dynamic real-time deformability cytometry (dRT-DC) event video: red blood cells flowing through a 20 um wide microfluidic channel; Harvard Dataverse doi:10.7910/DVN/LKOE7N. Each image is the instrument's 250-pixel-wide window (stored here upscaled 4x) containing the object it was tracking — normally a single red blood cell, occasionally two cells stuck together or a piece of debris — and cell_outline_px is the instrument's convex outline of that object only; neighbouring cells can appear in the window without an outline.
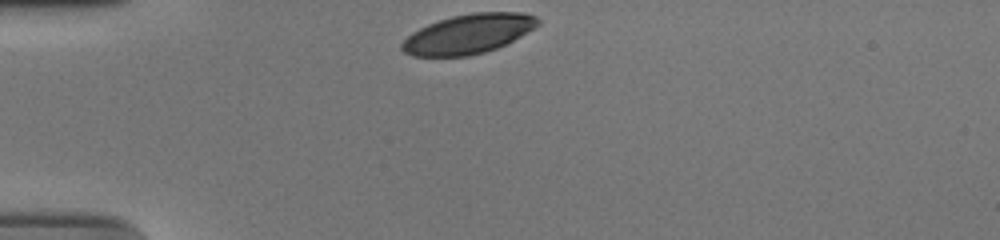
{"species": "human", "species_latin": "Homo sapiens", "temperature_condition": "cold", "stored_images_in_passage": 31, "camera_frame_rate_fps": 3000, "um_per_image_px": 0.085, "donor": {"sex": "male"}, "frame": {"image": 1, "passage_image": 1, "time_ms": 0.0, "image_size_px": [1000, 240], "cell_outline_px": [[540, 24], [520, 36], [496, 48], [484, 52], [468, 56], [412, 56], [404, 52], [400, 48], [400, 44], [412, 32], [428, 24], [452, 16], [472, 12], [524, 12], [536, 16], [540, 20]], "centroid_in_image_um": [39.8, 2.87], "position_along_channel_um": 45.2, "area_um2": 31.15}}
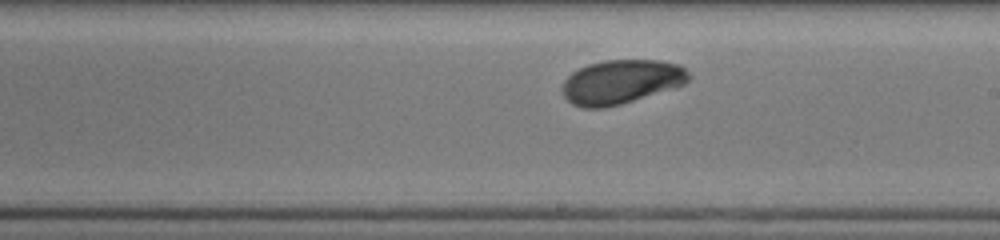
{"frame": {"image": 2, "passage_image": 19, "time_ms": 6.0, "image_size_px": [1000, 240], "cell_outline_px": [[688, 80], [684, 84], [676, 88], [620, 104], [604, 108], [584, 108], [572, 104], [564, 96], [560, 88], [564, 80], [572, 72], [588, 64], [604, 60], [660, 60], [680, 64], [688, 72]], "centroid_in_image_um": [52.79, 6.95], "position_along_channel_um": 236.2, "area_um2": 32.66}}
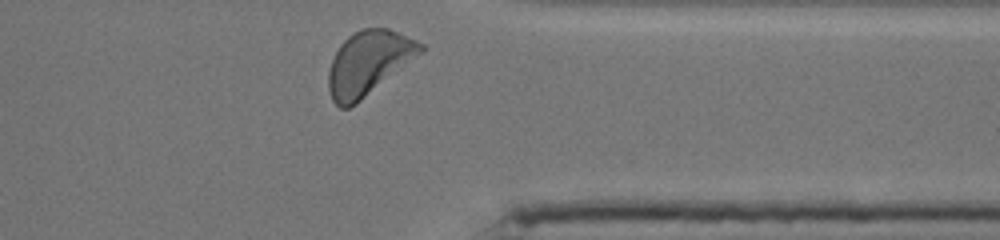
{"frame": {"image": 3, "passage_image": 31, "time_ms": 10.0, "image_size_px": [1000, 240], "cell_outline_px": [[424, 52], [356, 104], [348, 108], [340, 108], [332, 100], [328, 88], [328, 72], [332, 60], [340, 44], [348, 36], [360, 28], [388, 28], [400, 32], [424, 44]], "centroid_in_image_um": [31.34, 5.35], "position_along_channel_um": 380.1, "area_um2": 34.56}, "authors_computed_cell_mechanics": {"area_um2": 32.657, "velocity_mm_per_s": 3.6818, "shape_relaxation_time_tau1_ms": 1.5091, "shape_relaxation_time_tau2_ms": null, "deformation_change_tau1": 0.1087, "deformation_change_tau2": null}}